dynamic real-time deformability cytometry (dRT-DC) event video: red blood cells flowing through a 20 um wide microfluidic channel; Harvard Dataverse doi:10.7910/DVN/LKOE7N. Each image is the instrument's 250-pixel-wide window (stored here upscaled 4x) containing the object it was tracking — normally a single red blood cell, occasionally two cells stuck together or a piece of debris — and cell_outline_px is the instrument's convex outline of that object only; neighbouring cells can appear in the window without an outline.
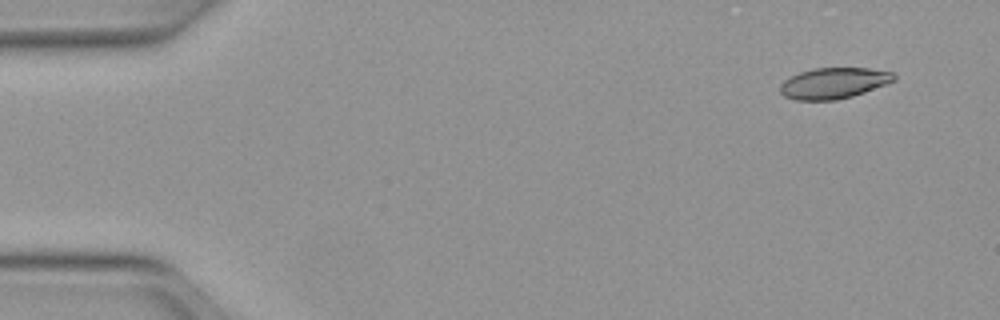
{"species": "Egyptian fruit bat (a non-hibernating species)", "species_latin": "Rousettus aegyptiacus", "temperature_condition": "warm", "stored_images_in_passage": 17, "camera_frame_rate_fps": 3000, "um_per_image_px": 0.085, "animal": {"sex": "female"}, "frame": {"image": 1, "passage_image": 1, "time_ms": 0.0, "image_size_px": [1000, 320], "cell_outline_px": [[896, 80], [864, 92], [852, 96], [836, 100], [796, 100], [784, 96], [780, 92], [780, 84], [784, 80], [800, 72], [812, 68], [868, 68], [892, 72], [896, 76]], "centroid_in_image_um": [70.85, 7.06], "position_along_channel_um": 14.1, "area_um2": 20.46}}
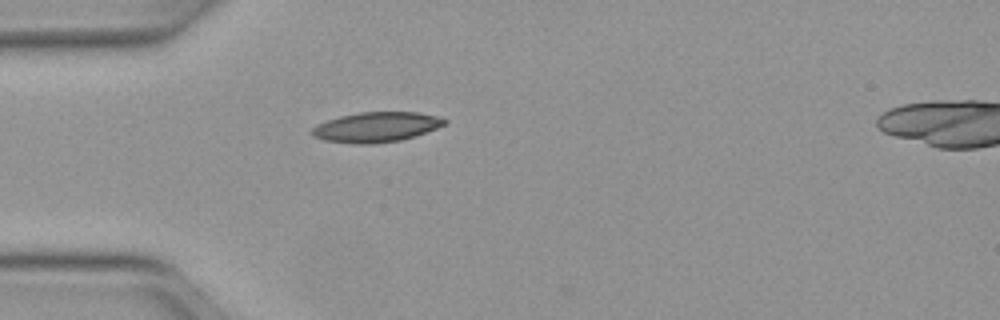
{"frame": {"image": 2, "passage_image": 12, "time_ms": 3.667, "image_size_px": [1000, 320], "cell_outline_px": [[448, 124], [416, 136], [400, 140], [376, 144], [360, 144], [324, 140], [312, 136], [308, 132], [316, 124], [340, 116], [360, 112], [420, 112], [436, 116], [448, 120]], "centroid_in_image_um": [31.99, 10.8], "position_along_channel_um": 53.0, "area_um2": 23.41}}
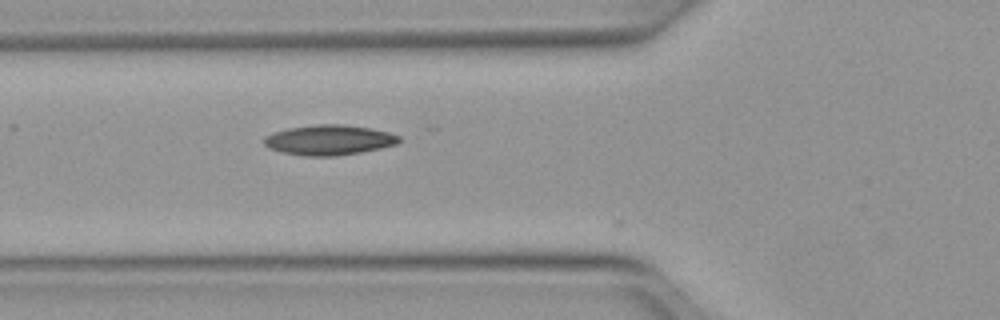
{"frame": {"image": 3, "passage_image": 16, "time_ms": 5.0, "image_size_px": [1000, 320], "cell_outline_px": [[400, 140], [396, 144], [380, 148], [360, 152], [336, 156], [304, 156], [280, 152], [268, 148], [264, 144], [264, 136], [272, 132], [288, 128], [320, 124], [344, 124], [372, 128], [388, 132], [400, 136]], "centroid_in_image_um": [27.94, 11.9], "position_along_channel_um": 97.9, "area_um2": 23.81}}